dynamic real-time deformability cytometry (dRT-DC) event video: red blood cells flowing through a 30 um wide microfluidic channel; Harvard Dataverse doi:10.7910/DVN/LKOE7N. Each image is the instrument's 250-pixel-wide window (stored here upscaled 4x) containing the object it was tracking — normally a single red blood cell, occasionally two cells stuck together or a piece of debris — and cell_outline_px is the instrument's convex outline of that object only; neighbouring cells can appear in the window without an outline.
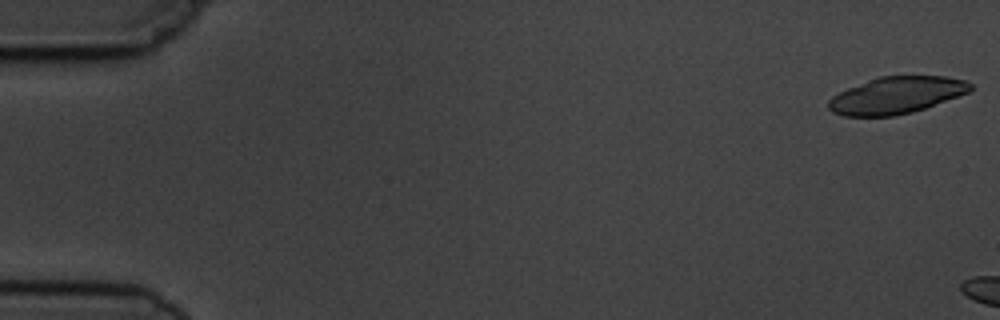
{"species": "common noctule bat (a hibernating species)", "species_latin": "Nyctalus noctula", "temperature_condition": "cold", "stored_images_in_passage": 2, "camera_frame_rate_fps": 3000, "um_per_image_px": 0.085, "animal": {"sex": "male", "body_mass_g": 19.5, "forearm_length_mm": 54.6}, "frame": {"image": 1, "passage_image": 1, "time_ms": 0.0, "image_size_px": [1000, 320], "cell_outline_px": [[972, 88], [968, 92], [924, 108], [912, 112], [892, 116], [844, 116], [832, 112], [828, 108], [828, 100], [832, 96], [848, 88], [876, 76], [944, 76], [964, 80], [972, 84]], "centroid_in_image_um": [76.15, 8.09], "position_along_channel_um": 8.9, "area_um2": 30.29}}